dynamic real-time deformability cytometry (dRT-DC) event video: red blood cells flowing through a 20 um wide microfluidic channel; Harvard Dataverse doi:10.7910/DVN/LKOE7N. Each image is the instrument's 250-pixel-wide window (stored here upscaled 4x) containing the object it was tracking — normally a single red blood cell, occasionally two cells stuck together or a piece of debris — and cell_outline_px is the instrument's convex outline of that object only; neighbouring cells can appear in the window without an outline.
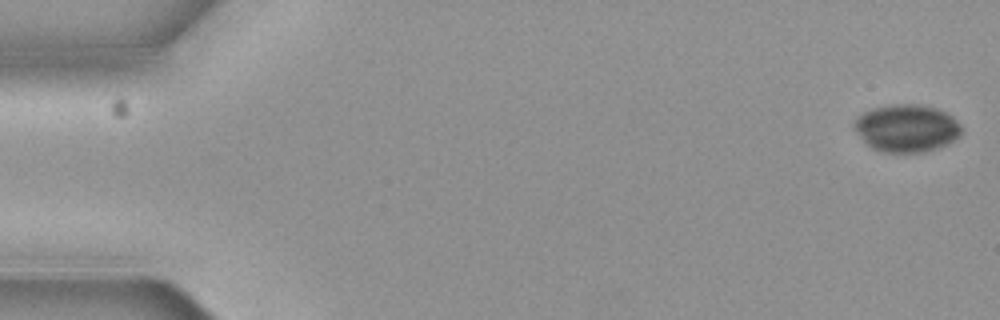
{"species": "common noctule bat (a hibernating species)", "species_latin": "Nyctalus noctula", "temperature_condition": "cold", "stored_images_in_passage": 6, "segment_of_instrument_passage": [2, 2], "camera_frame_rate_fps": 3000, "um_per_image_px": 0.085, "animal": {"sex": "female", "body_mass_g": 19.3, "forearm_length_mm": 54.1}, "frame": {"image": 1, "passage_image": 6, "time_ms": 1.667, "image_size_px": [1000, 320], "cell_outline_px": [[964, 128], [960, 136], [948, 144], [924, 152], [884, 152], [872, 148], [860, 136], [856, 128], [856, 120], [864, 112], [872, 108], [896, 104], [920, 104], [936, 108], [952, 116]], "centroid_in_image_um": [77.13, 10.89], "position_along_channel_um": 7.9, "area_um2": 29.42}}